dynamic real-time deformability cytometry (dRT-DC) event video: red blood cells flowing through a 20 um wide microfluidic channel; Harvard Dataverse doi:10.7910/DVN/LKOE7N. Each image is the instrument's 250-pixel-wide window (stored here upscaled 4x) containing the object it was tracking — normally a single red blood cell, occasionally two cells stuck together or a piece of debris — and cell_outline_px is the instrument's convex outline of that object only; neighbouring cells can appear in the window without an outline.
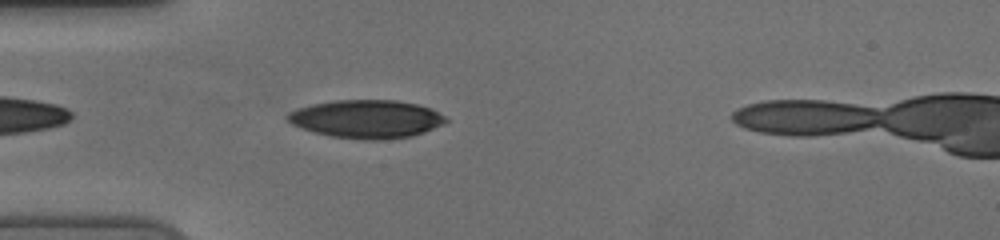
{"species": "human", "species_latin": "Homo sapiens", "temperature_condition": "cold", "stored_images_in_passage": 40, "camera_frame_rate_fps": 3000, "um_per_image_px": 0.085, "donor": {"sex": "female"}, "frame": {"image": 1, "passage_image": 3, "time_ms": 0.667, "image_size_px": [1000, 240], "cell_outline_px": [[448, 120], [444, 124], [424, 132], [412, 136], [376, 140], [372, 140], [332, 136], [316, 132], [292, 124], [284, 116], [288, 112], [312, 104], [336, 100], [396, 100], [416, 104], [428, 108], [444, 116]], "centroid_in_image_um": [31.15, 10.11], "position_along_channel_um": 53.8, "area_um2": 34.74}}
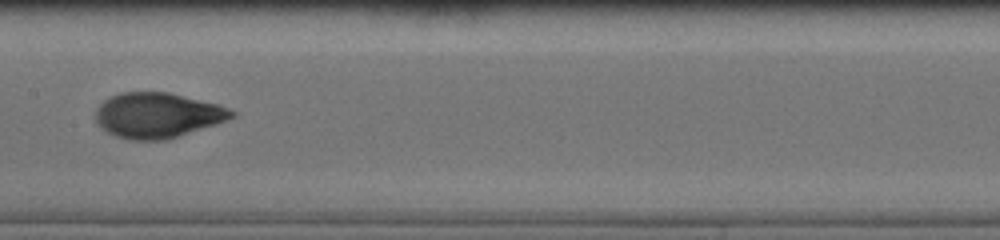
{"frame": {"image": 2, "passage_image": 15, "time_ms": 4.667, "image_size_px": [1000, 240], "cell_outline_px": [[236, 116], [228, 120], [216, 124], [164, 140], [128, 140], [116, 136], [108, 132], [96, 120], [96, 108], [104, 100], [120, 92], [168, 92], [220, 104], [236, 112]], "centroid_in_image_um": [13.42, 9.79], "position_along_channel_um": 194.0, "area_um2": 35.72}}
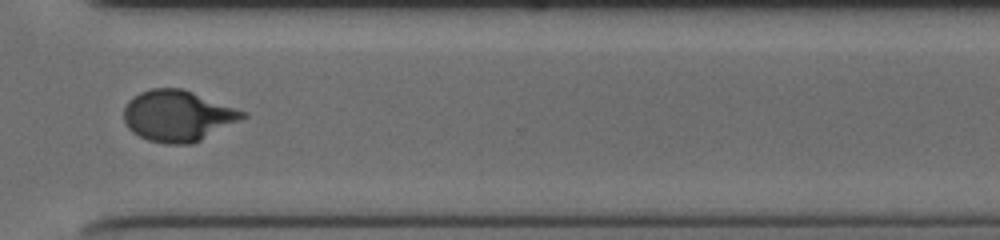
{"frame": {"image": 3, "passage_image": 28, "time_ms": 9.0, "image_size_px": [1000, 240], "cell_outline_px": [[248, 116], [192, 144], [168, 144], [148, 140], [132, 132], [124, 124], [124, 108], [128, 100], [132, 96], [140, 92], [152, 88], [180, 88], [192, 92], [248, 112]], "centroid_in_image_um": [15.09, 9.84], "position_along_channel_um": 355.5, "area_um2": 35.26}}